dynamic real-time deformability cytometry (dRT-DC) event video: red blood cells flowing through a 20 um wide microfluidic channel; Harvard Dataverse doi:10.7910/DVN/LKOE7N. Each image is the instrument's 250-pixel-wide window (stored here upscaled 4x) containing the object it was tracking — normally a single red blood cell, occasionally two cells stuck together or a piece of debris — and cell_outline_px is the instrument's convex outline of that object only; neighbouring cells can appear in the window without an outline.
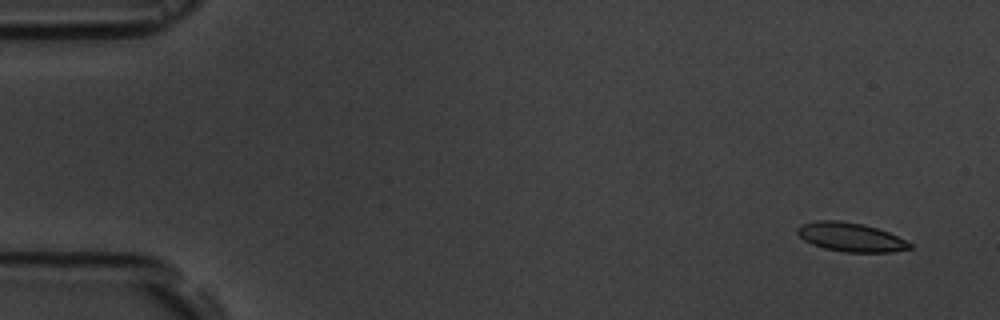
{"species": "common noctule bat (a hibernating species)", "species_latin": "Nyctalus noctula", "temperature_condition": "room temperature", "stored_images_in_passage": 6, "camera_frame_rate_fps": 3000, "um_per_image_px": 0.085, "animal": {"sex": "male", "body_mass_g": 19.5, "forearm_length_mm": 54.6}, "frame": {"image": 1, "passage_image": 1, "time_ms": 0.0, "image_size_px": [1000, 320], "cell_outline_px": [[912, 248], [892, 252], [844, 252], [824, 248], [812, 244], [804, 240], [796, 232], [796, 228], [800, 224], [816, 220], [840, 220], [864, 224], [888, 232], [912, 244]], "centroid_in_image_um": [72.26, 20.15], "position_along_channel_um": 12.7, "area_um2": 18.96}}
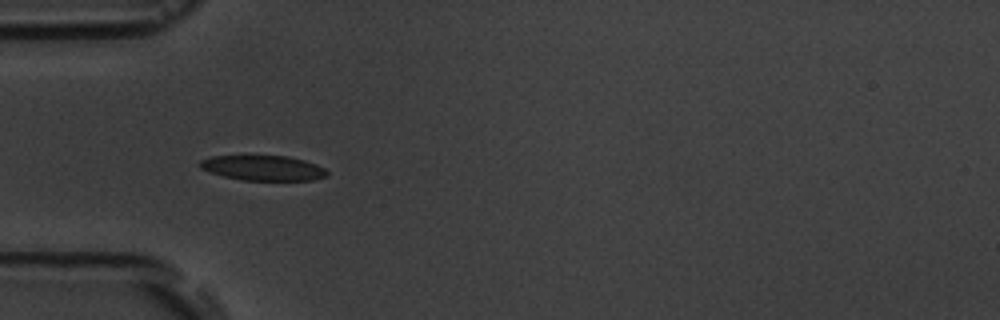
{"frame": {"image": 2, "passage_image": 5, "time_ms": 4.667, "image_size_px": [1000, 320], "cell_outline_px": [[328, 176], [312, 180], [244, 180], [224, 176], [208, 172], [200, 168], [200, 160], [212, 156], [248, 152], [288, 156], [304, 160], [316, 164], [324, 168], [328, 172]], "centroid_in_image_um": [22.31, 14.21], "position_along_channel_um": 62.7, "area_um2": 19.59}}
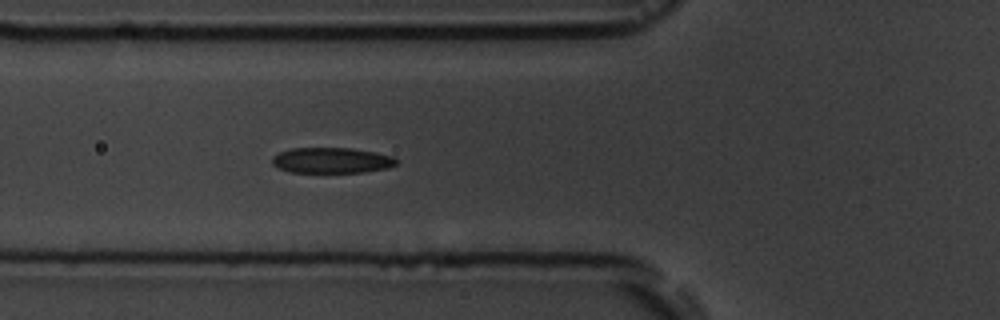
{"frame": {"image": 3, "passage_image": 6, "time_ms": 5.667, "image_size_px": [1000, 320], "cell_outline_px": [[396, 164], [388, 168], [364, 172], [288, 172], [276, 168], [272, 164], [272, 156], [280, 152], [292, 148], [348, 148], [376, 152], [392, 156], [396, 160]], "centroid_in_image_um": [28.15, 13.63], "position_along_channel_um": 97.7, "area_um2": 18.55}}